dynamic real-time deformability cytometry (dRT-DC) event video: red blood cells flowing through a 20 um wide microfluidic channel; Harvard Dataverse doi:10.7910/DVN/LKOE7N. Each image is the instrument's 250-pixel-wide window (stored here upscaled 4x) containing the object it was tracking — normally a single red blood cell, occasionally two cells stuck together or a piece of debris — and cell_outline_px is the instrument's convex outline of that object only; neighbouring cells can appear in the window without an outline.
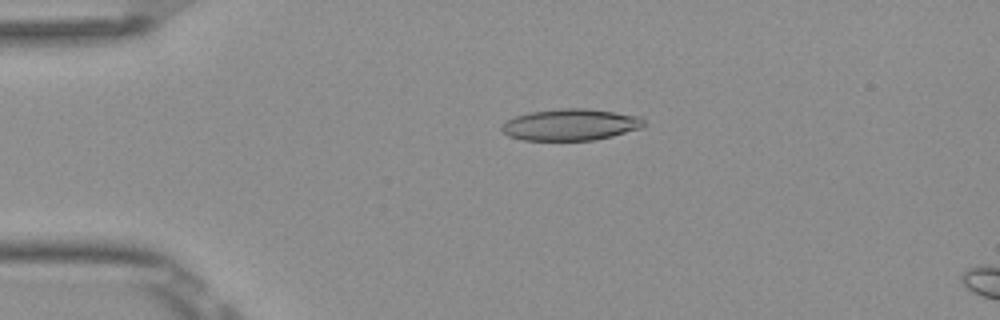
{"species": "Egyptian fruit bat (a non-hibernating species)", "species_latin": "Rousettus aegyptiacus", "temperature_condition": "room temperature", "stored_images_in_passage": 17, "camera_frame_rate_fps": 3000, "um_per_image_px": 0.085, "frame": {"image": 1, "passage_image": 12, "time_ms": 3.667, "image_size_px": [1000, 320], "cell_outline_px": [[644, 124], [640, 128], [612, 136], [596, 140], [520, 140], [508, 136], [500, 128], [500, 124], [516, 116], [528, 112], [560, 108], [588, 108], [616, 112], [640, 116], [644, 120]], "centroid_in_image_um": [48.47, 10.59], "position_along_channel_um": 36.5, "area_um2": 26.3}}